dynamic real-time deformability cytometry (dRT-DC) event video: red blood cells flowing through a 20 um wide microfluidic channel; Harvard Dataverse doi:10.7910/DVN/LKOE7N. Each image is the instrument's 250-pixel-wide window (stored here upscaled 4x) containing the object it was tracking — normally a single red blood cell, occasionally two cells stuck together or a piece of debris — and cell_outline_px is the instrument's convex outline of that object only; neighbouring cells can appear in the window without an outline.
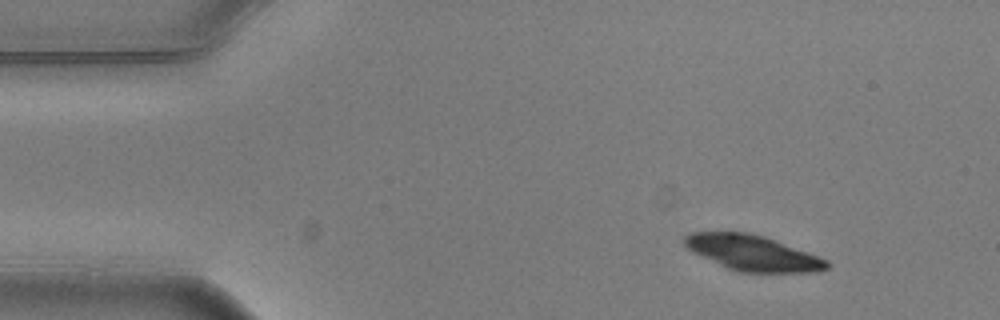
{"species": "common noctule bat (a hibernating species)", "species_latin": "Nyctalus noctula", "temperature_condition": "warm", "stored_images_in_passage": 5, "camera_frame_rate_fps": 3000, "um_per_image_px": 0.085, "animal": {"sex": "male", "body_mass_g": 20.5, "forearm_length_mm": 52.5}, "frame": {"image": 1, "passage_image": 1, "time_ms": 0.0, "image_size_px": [1000, 320], "cell_outline_px": [[832, 264], [828, 268], [816, 272], [740, 272], [728, 268], [692, 252], [680, 240], [684, 236], [692, 232], [748, 232], [764, 236], [828, 260]], "centroid_in_image_um": [63.96, 21.5], "position_along_channel_um": 21.0, "area_um2": 29.25}}